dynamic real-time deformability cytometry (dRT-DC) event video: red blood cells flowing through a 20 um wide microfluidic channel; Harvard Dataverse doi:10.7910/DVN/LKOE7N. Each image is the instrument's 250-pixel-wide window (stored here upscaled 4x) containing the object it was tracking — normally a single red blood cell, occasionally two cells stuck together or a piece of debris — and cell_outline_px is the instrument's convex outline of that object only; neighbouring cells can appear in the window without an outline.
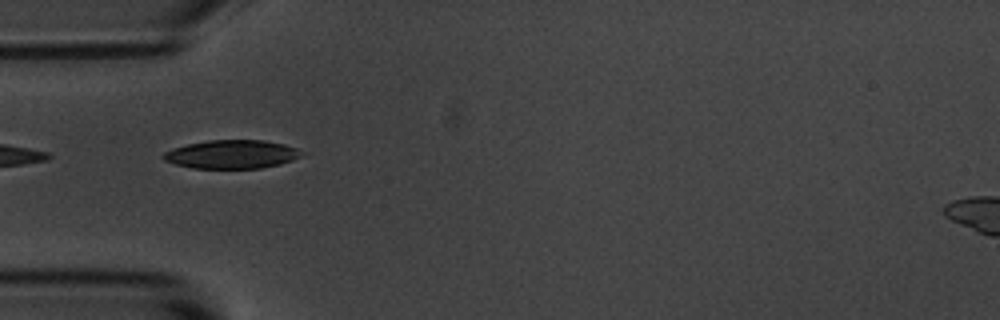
{"species": "common noctule bat (a hibernating species)", "species_latin": "Nyctalus noctula", "temperature_condition": "room temperature", "stored_images_in_passage": 5, "camera_frame_rate_fps": 3000, "um_per_image_px": 0.085, "animal": {"sex": "male", "body_mass_g": 20.1, "forearm_length_mm": 53.5}, "frame": {"image": 1, "passage_image": 1, "time_ms": 0.0, "image_size_px": [1000, 320], "cell_outline_px": [[304, 156], [280, 164], [260, 168], [192, 168], [176, 164], [164, 160], [160, 156], [164, 152], [172, 148], [188, 144], [208, 140], [264, 140], [284, 144], [296, 148], [304, 152]], "centroid_in_image_um": [19.71, 13.11], "position_along_channel_um": 65.3, "area_um2": 23.06}}
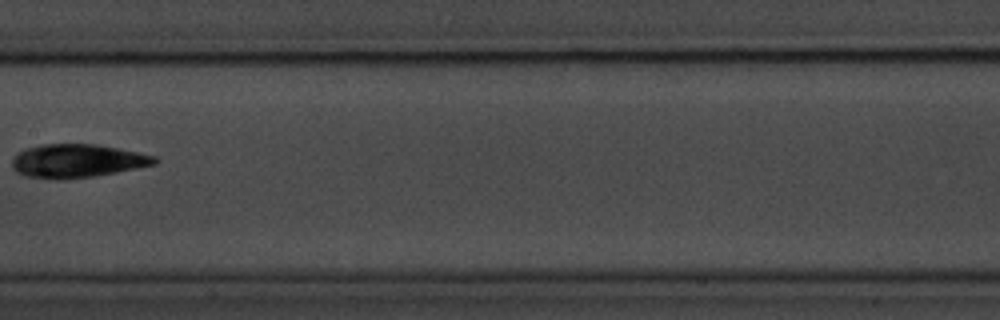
{"frame": {"image": 2, "passage_image": 4, "time_ms": 3.667, "image_size_px": [1000, 320], "cell_outline_px": [[156, 164], [116, 172], [92, 176], [24, 176], [16, 172], [12, 168], [12, 160], [24, 148], [44, 144], [96, 144], [156, 156]], "centroid_in_image_um": [6.57, 13.63], "position_along_channel_um": 200.8, "area_um2": 26.59}}
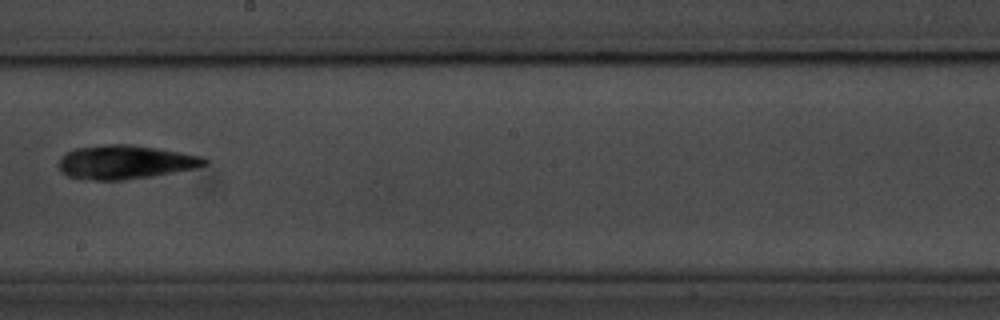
{"frame": {"image": 3, "passage_image": 5, "time_ms": 4.667, "image_size_px": [1000, 320], "cell_outline_px": [[208, 164], [196, 168], [152, 176], [120, 180], [96, 180], [68, 176], [60, 172], [56, 164], [60, 156], [76, 148], [104, 144], [132, 144], [180, 152], [200, 156], [208, 160]], "centroid_in_image_um": [10.61, 13.77], "position_along_channel_um": 237.6, "area_um2": 28.78}}